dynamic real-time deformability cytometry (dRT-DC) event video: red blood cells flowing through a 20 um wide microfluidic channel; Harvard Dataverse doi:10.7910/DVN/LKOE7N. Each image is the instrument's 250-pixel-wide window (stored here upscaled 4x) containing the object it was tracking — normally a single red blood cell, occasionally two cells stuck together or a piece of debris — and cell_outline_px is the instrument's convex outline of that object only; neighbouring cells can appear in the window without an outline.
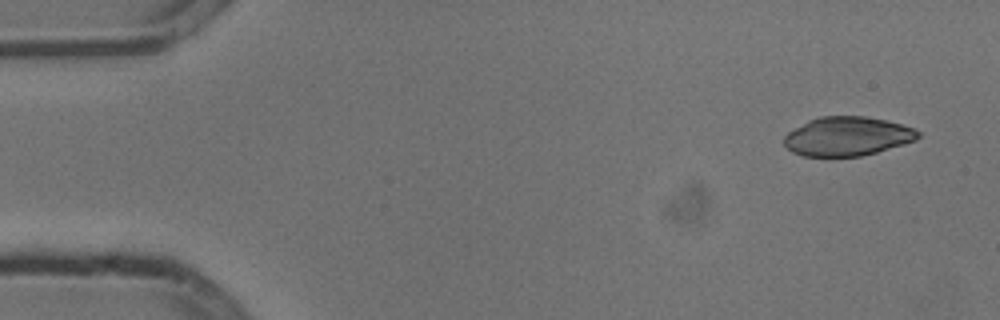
{"species": "common noctule bat (a hibernating species)", "species_latin": "Nyctalus noctula", "temperature_condition": "cold", "stored_images_in_passage": 5, "camera_frame_rate_fps": 3000, "um_per_image_px": 0.085, "animal": {"sex": "male", "body_mass_g": 13.3}, "frame": {"image": 1, "passage_image": 1, "time_ms": 0.0, "image_size_px": [1000, 320], "cell_outline_px": [[920, 136], [916, 140], [904, 144], [876, 152], [860, 156], [804, 156], [792, 152], [784, 144], [784, 136], [788, 132], [808, 120], [820, 116], [864, 116], [884, 120], [900, 124], [912, 128], [920, 132]], "centroid_in_image_um": [72.01, 11.58], "position_along_channel_um": 13.0, "area_um2": 30.29}}